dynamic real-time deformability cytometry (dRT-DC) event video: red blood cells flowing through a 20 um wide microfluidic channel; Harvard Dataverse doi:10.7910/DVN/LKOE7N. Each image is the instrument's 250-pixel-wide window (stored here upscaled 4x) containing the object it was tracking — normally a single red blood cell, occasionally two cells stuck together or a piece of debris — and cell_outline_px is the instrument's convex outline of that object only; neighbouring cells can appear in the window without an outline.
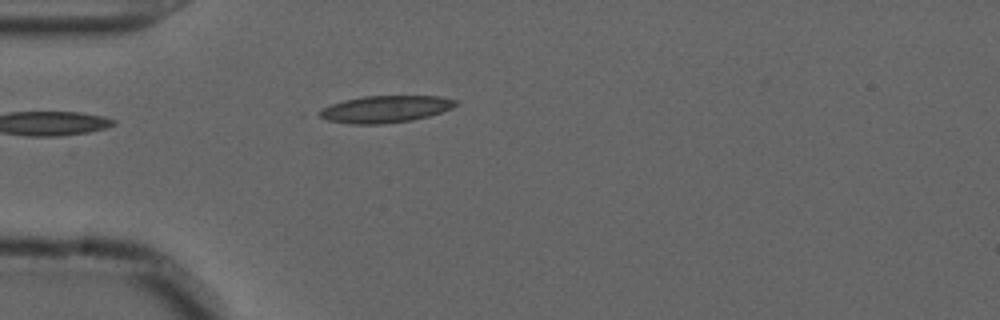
{"species": "common noctule bat (a hibernating species)", "species_latin": "Nyctalus noctula", "temperature_condition": "cold", "stored_images_in_passage": 38, "camera_frame_rate_fps": 3000, "um_per_image_px": 0.085, "animal": {"sex": "male", "forearm_length_mm": 52.5}, "frame": {"image": 1, "passage_image": 1, "time_ms": 0.0, "image_size_px": [1000, 320], "cell_outline_px": [[460, 104], [452, 108], [428, 116], [412, 120], [380, 124], [352, 124], [328, 120], [320, 116], [316, 112], [332, 104], [344, 100], [364, 96], [440, 96], [456, 100]], "centroid_in_image_um": [32.78, 9.27], "position_along_channel_um": 52.2, "area_um2": 21.27}}
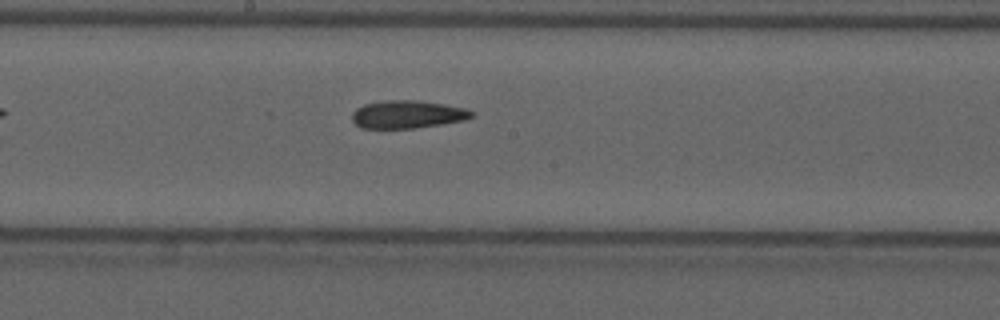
{"frame": {"image": 2, "passage_image": 15, "time_ms": 4.667, "image_size_px": [1000, 320], "cell_outline_px": [[476, 116], [464, 120], [444, 124], [412, 128], [360, 128], [352, 120], [352, 112], [356, 108], [364, 104], [384, 100], [420, 100], [444, 104], [464, 108], [476, 112]], "centroid_in_image_um": [34.66, 9.72], "position_along_channel_um": 213.5, "area_um2": 19.65}}
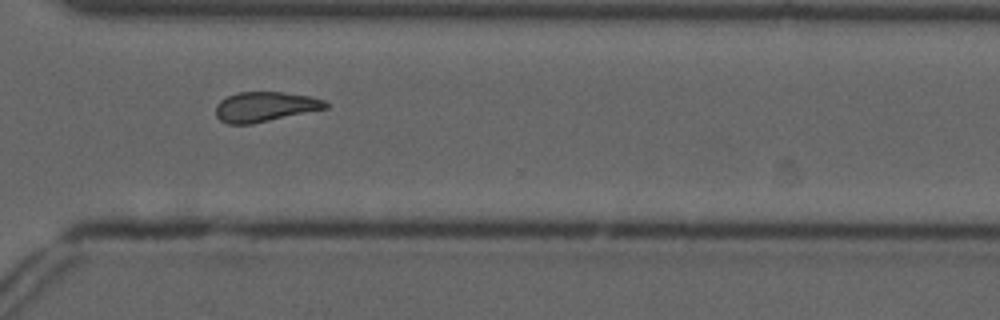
{"frame": {"image": 3, "passage_image": 26, "time_ms": 8.333, "image_size_px": [1000, 320], "cell_outline_px": [[328, 108], [252, 124], [228, 124], [220, 120], [216, 116], [216, 104], [220, 100], [236, 92], [284, 92], [308, 96], [324, 100], [328, 104]], "centroid_in_image_um": [22.5, 9.07], "position_along_channel_um": 348.1, "area_um2": 19.13}, "authors_computed_cell_mechanics": {"area_um2": 19.5075, "velocity_mm_per_s": 3.6714, "shape_relaxation_time_tau1_ms": null, "shape_relaxation_time_tau2_ms": 6.3341, "deformation_change_tau1": null, "deformation_change_tau2": 0.1424}}